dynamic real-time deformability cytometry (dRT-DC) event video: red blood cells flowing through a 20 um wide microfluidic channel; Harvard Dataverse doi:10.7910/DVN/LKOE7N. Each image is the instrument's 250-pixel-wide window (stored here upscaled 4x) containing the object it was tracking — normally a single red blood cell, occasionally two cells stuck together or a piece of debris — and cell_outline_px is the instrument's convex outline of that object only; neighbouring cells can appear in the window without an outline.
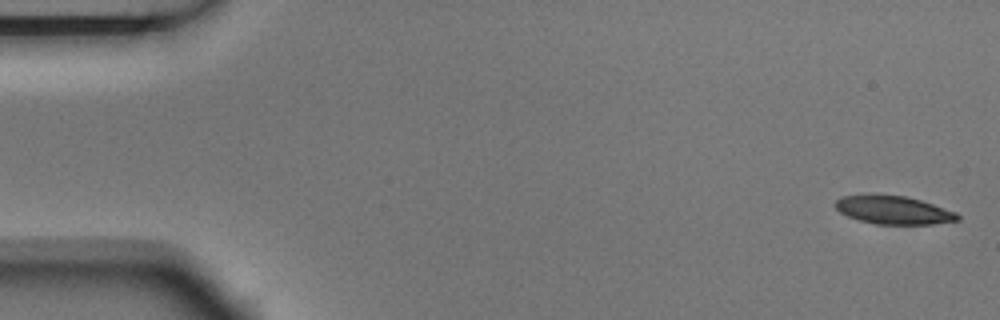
{"species": "Egyptian fruit bat (a non-hibernating species)", "species_latin": "Rousettus aegyptiacus", "temperature_condition": "room temperature", "stored_images_in_passage": 5, "camera_frame_rate_fps": 3000, "um_per_image_px": 0.085, "animal": {"sex": "male"}, "frame": {"image": 1, "passage_image": 1, "time_ms": 0.0, "image_size_px": [1000, 320], "cell_outline_px": [[960, 220], [932, 224], [876, 224], [860, 220], [848, 216], [840, 212], [832, 204], [840, 196], [868, 192], [876, 192], [908, 196], [956, 212], [960, 216]], "centroid_in_image_um": [75.87, 17.8], "position_along_channel_um": 9.1, "area_um2": 20.81}}
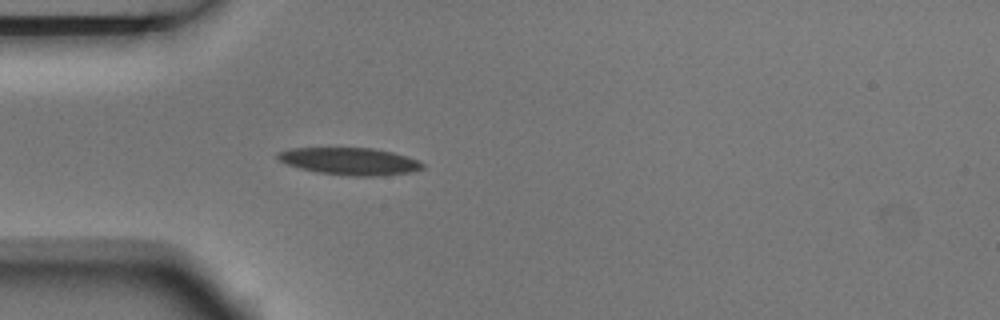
{"frame": {"image": 2, "passage_image": 5, "time_ms": 1.333, "image_size_px": [1000, 320], "cell_outline_px": [[424, 168], [412, 172], [384, 176], [352, 176], [316, 172], [300, 168], [288, 164], [280, 160], [276, 156], [276, 152], [288, 148], [372, 148], [392, 152], [408, 156], [424, 164]], "centroid_in_image_um": [29.74, 13.71], "position_along_channel_um": 55.3, "area_um2": 23.06}}